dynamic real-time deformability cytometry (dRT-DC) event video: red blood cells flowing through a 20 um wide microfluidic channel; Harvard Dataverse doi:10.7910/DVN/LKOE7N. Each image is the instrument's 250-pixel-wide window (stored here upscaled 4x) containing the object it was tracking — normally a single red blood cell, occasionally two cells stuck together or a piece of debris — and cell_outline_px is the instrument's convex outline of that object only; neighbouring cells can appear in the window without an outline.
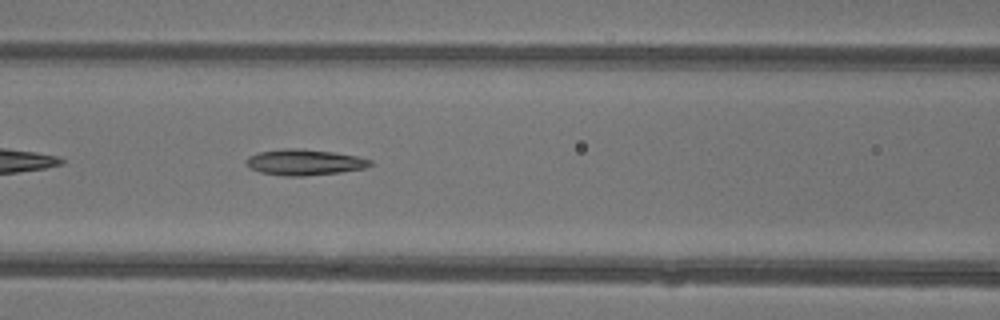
{"species": "common noctule bat (a hibernating species)", "species_latin": "Nyctalus noctula", "temperature_condition": "warm", "stored_images_in_passage": 29, "camera_frame_rate_fps": 3000, "um_per_image_px": 0.085, "animal": {"sex": "female"}, "frame": {"image": 1, "passage_image": 9, "time_ms": 2.667, "image_size_px": [1000, 320], "cell_outline_px": [[372, 164], [364, 168], [340, 172], [304, 176], [284, 176], [260, 172], [248, 168], [244, 164], [244, 160], [248, 156], [256, 152], [284, 148], [300, 148], [332, 152], [356, 156], [372, 160]], "centroid_in_image_um": [25.79, 13.78], "position_along_channel_um": 140.8, "area_um2": 18.9}}
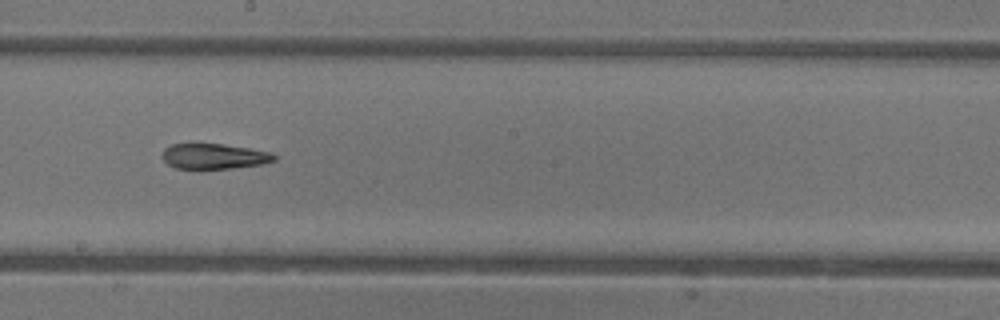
{"frame": {"image": 2, "passage_image": 15, "time_ms": 4.667, "image_size_px": [1000, 320], "cell_outline_px": [[276, 160], [260, 164], [232, 168], [176, 168], [168, 164], [160, 156], [164, 148], [172, 144], [192, 140], [196, 140], [224, 144], [272, 152], [276, 156]], "centroid_in_image_um": [18.11, 13.22], "position_along_channel_um": 230.1, "area_um2": 17.22}}
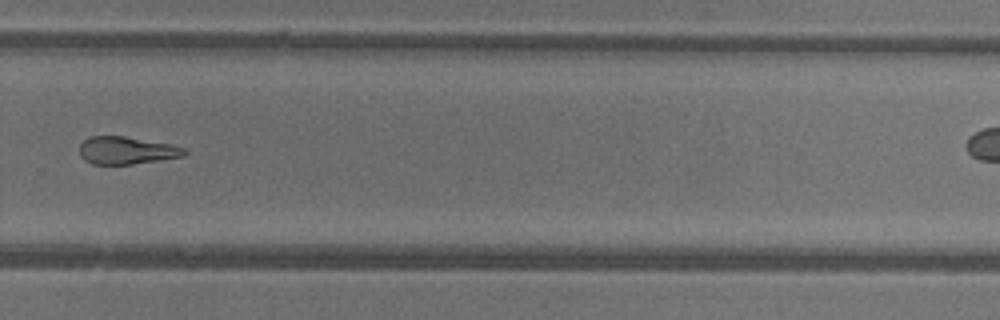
{"frame": {"image": 3, "passage_image": 21, "time_ms": 6.667, "image_size_px": [1000, 320], "cell_outline_px": [[188, 152], [184, 156], [132, 164], [92, 164], [84, 160], [80, 156], [80, 144], [84, 140], [92, 136], [124, 136], [168, 144], [184, 148]], "centroid_in_image_um": [10.73, 12.79], "position_along_channel_um": 319.1, "area_um2": 16.65}}